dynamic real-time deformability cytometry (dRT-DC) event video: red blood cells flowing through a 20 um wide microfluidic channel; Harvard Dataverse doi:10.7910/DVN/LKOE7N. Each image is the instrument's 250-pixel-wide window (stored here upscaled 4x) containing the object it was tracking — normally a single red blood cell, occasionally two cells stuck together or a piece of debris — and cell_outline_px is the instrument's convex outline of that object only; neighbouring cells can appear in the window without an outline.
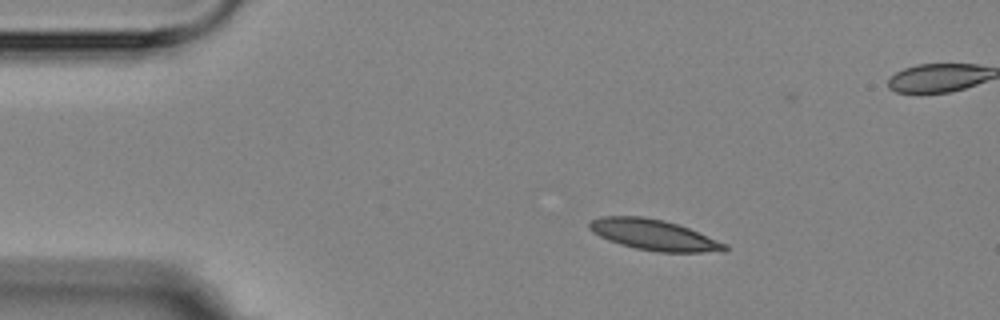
{"species": "Egyptian fruit bat (a non-hibernating species)", "species_latin": "Rousettus aegyptiacus", "temperature_condition": "room temperature", "stored_images_in_passage": 4, "camera_frame_rate_fps": 3000, "um_per_image_px": 0.085, "animal": {"sex": "female"}, "frame": {"image": 1, "passage_image": 2, "time_ms": 1.0, "image_size_px": [1000, 320], "cell_outline_px": [[728, 248], [724, 252], [660, 252], [636, 248], [620, 244], [608, 240], [592, 232], [588, 228], [588, 224], [592, 220], [600, 216], [644, 216], [664, 220], [688, 228], [728, 244]], "centroid_in_image_um": [55.58, 19.96], "position_along_channel_um": 29.4, "area_um2": 24.22}}